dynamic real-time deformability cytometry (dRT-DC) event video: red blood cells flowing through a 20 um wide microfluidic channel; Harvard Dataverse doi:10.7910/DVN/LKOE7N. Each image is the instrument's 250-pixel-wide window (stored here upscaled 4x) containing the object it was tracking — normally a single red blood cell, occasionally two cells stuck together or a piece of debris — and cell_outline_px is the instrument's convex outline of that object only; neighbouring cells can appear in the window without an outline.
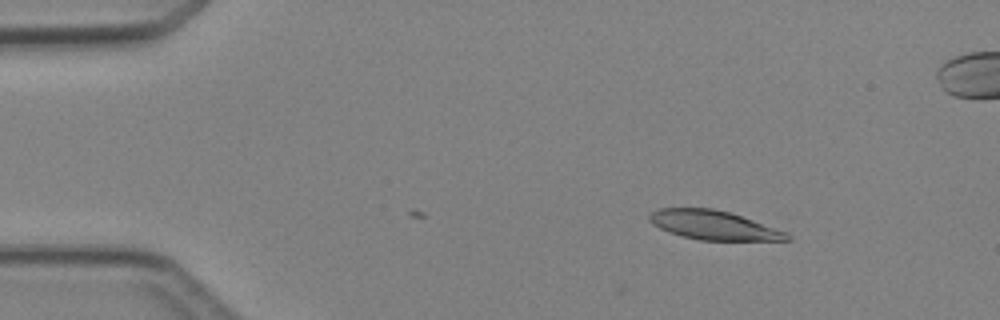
{"species": "Egyptian fruit bat (a non-hibernating species)", "species_latin": "Rousettus aegyptiacus", "temperature_condition": "cold", "stored_images_in_passage": 2, "camera_frame_rate_fps": 3000, "um_per_image_px": 0.085, "animal": {"sex": "female"}, "frame": {"image": 1, "passage_image": 2, "time_ms": 1.333, "image_size_px": [1000, 320], "cell_outline_px": [[792, 240], [700, 240], [668, 232], [652, 224], [648, 220], [648, 216], [656, 208], [712, 208], [728, 212], [788, 232], [792, 236]], "centroid_in_image_um": [60.64, 19.14], "position_along_channel_um": 24.4, "area_um2": 23.18}}